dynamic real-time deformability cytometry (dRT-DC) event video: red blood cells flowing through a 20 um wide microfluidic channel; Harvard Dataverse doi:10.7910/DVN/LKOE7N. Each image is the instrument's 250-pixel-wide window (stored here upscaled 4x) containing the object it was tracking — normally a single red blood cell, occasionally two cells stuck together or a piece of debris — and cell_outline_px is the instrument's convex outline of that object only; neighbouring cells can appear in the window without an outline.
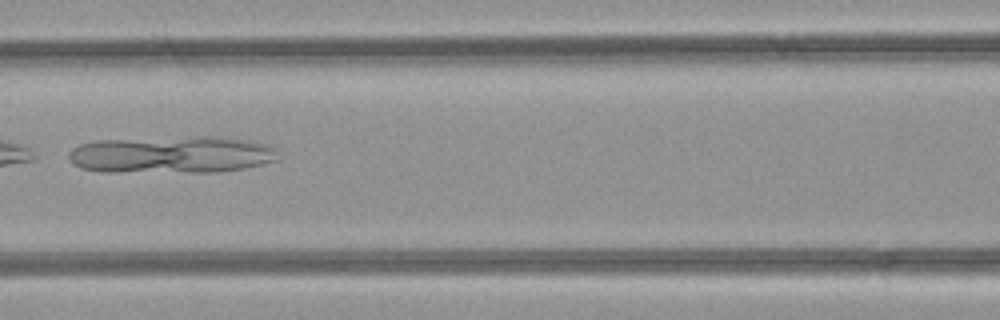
{"species": "common noctule bat (a hibernating species)", "species_latin": "Nyctalus noctula", "temperature_condition": "room temperature", "stored_images_in_passage": 30, "camera_frame_rate_fps": 3000, "um_per_image_px": 0.085, "animal": {"sex": "female", "body_mass_g": 21.9}, "frame": {"image": 1, "passage_image": 9, "time_ms": 2.667, "image_size_px": [1000, 320], "cell_outline_px": [[276, 160], [244, 168], [216, 172], [104, 172], [80, 168], [72, 164], [68, 160], [68, 152], [72, 148], [80, 144], [96, 140], [204, 136], [220, 136], [244, 140], [264, 144], [272, 148]], "centroid_in_image_um": [14.46, 13.15], "position_along_channel_um": 152.1, "area_um2": 45.32}}